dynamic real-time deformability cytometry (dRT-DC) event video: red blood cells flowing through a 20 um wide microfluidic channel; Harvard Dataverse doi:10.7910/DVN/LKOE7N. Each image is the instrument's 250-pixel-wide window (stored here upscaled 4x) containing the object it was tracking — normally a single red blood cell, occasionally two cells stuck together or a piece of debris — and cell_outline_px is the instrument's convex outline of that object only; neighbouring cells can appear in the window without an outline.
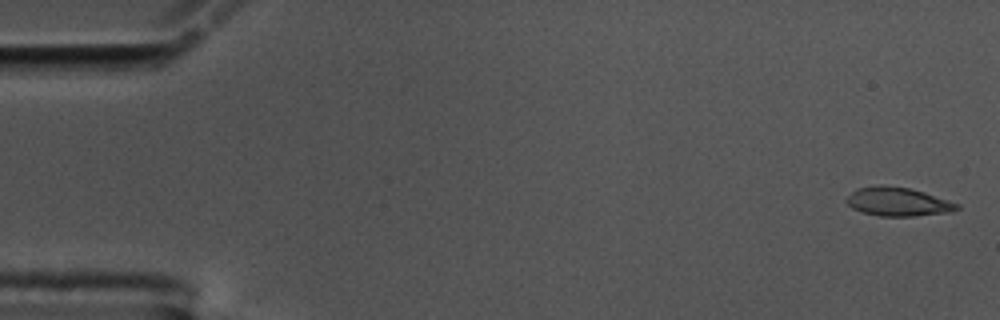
{"species": "common noctule bat (a hibernating species)", "species_latin": "Nyctalus noctula", "temperature_condition": "cold", "stored_images_in_passage": 11, "camera_frame_rate_fps": 3000, "um_per_image_px": 0.085, "animal": {"sex": "male", "body_mass_g": 17.5, "forearm_length_mm": 52.3}, "frame": {"image": 1, "passage_image": 1, "time_ms": 0.0, "image_size_px": [1000, 320], "cell_outline_px": [[960, 208], [952, 212], [912, 216], [880, 216], [860, 212], [852, 208], [844, 200], [856, 188], [880, 184], [908, 188], [924, 192], [960, 204]], "centroid_in_image_um": [76.3, 17.15], "position_along_channel_um": 8.7, "area_um2": 18.61}}